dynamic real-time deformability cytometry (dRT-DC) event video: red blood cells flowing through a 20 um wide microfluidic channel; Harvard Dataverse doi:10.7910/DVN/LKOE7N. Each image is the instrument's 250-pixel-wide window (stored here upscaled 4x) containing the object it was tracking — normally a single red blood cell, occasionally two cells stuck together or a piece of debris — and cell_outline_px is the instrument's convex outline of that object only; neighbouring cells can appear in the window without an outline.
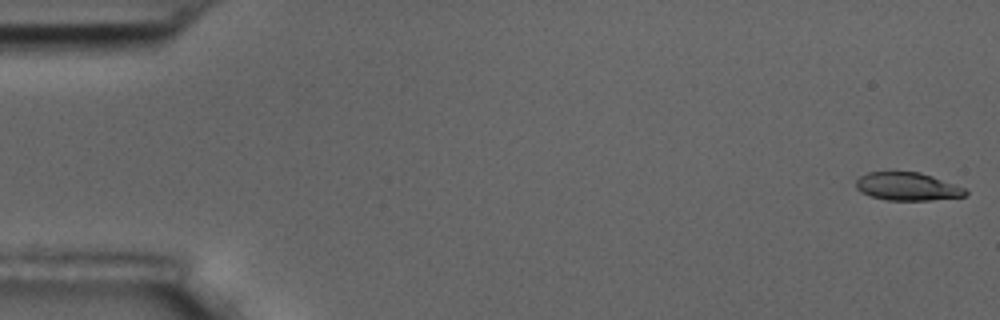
{"species": "common noctule bat (a hibernating species)", "species_latin": "Nyctalus noctula", "temperature_condition": "room temperature", "stored_images_in_passage": 5, "camera_frame_rate_fps": 3000, "um_per_image_px": 0.085, "animal": {"sex": "male", "body_mass_g": 17.5, "forearm_length_mm": 52.3}, "frame": {"image": 1, "passage_image": 1, "time_ms": 0.0, "image_size_px": [1000, 320], "cell_outline_px": [[968, 192], [964, 196], [928, 200], [884, 200], [860, 192], [856, 188], [856, 180], [860, 176], [868, 172], [920, 172], [932, 176], [964, 188]], "centroid_in_image_um": [77.09, 15.85], "position_along_channel_um": 7.9, "area_um2": 17.69}}
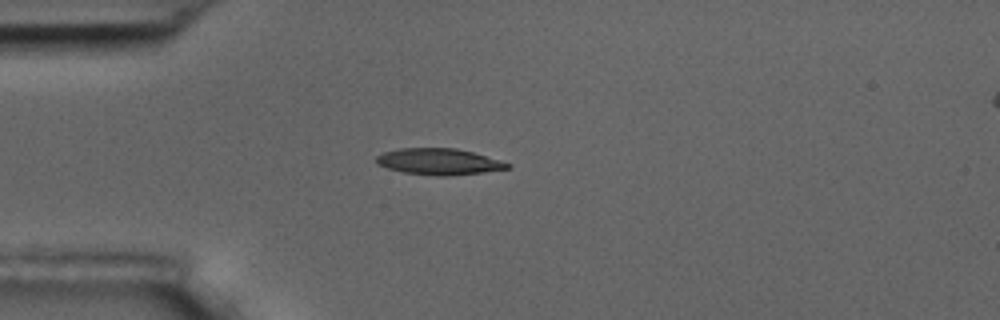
{"frame": {"image": 2, "passage_image": 5, "time_ms": 4.667, "image_size_px": [1000, 320], "cell_outline_px": [[512, 168], [484, 172], [448, 176], [436, 176], [404, 172], [388, 168], [376, 164], [376, 156], [384, 152], [400, 148], [456, 148], [472, 152], [512, 164]], "centroid_in_image_um": [37.31, 13.74], "position_along_channel_um": 47.7, "area_um2": 20.06}}